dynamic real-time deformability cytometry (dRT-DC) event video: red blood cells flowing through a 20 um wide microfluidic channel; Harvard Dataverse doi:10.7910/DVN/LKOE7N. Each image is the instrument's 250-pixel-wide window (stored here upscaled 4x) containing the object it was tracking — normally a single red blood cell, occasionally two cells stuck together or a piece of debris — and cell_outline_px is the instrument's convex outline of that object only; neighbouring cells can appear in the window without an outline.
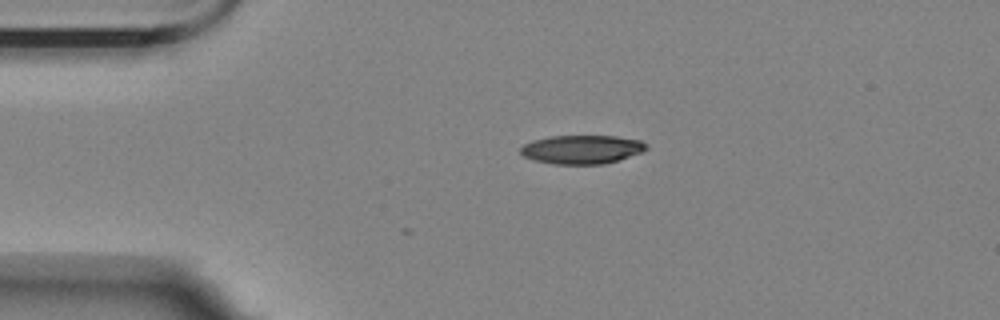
{"species": "Egyptian fruit bat (a non-hibernating species)", "species_latin": "Rousettus aegyptiacus", "temperature_condition": "room temperature", "stored_images_in_passage": 3, "camera_frame_rate_fps": 3000, "um_per_image_px": 0.085, "animal": {"sex": "female"}, "frame": {"image": 1, "passage_image": 2, "time_ms": 2.333, "image_size_px": [1000, 320], "cell_outline_px": [[648, 148], [644, 152], [604, 164], [552, 164], [536, 160], [524, 156], [520, 152], [520, 148], [524, 144], [532, 140], [548, 136], [616, 136], [640, 140], [648, 144]], "centroid_in_image_um": [49.48, 12.69], "position_along_channel_um": 35.5, "area_um2": 21.15}}